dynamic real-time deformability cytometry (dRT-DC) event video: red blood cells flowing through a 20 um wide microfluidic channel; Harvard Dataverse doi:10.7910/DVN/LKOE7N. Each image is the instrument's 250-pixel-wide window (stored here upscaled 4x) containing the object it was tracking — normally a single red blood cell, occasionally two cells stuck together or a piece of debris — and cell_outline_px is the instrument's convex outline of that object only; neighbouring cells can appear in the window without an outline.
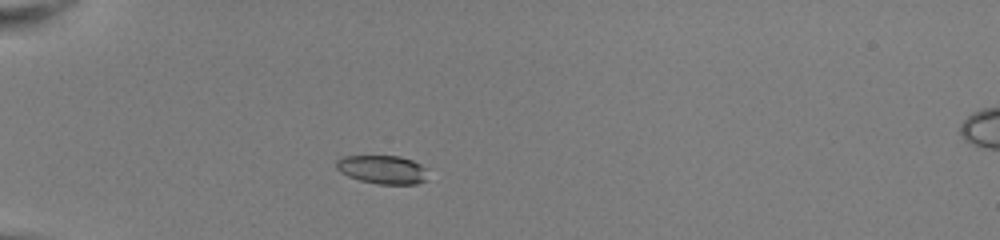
{"species": "common noctule bat (a hibernating species)", "species_latin": "Nyctalus noctula", "temperature_condition": "room temperature", "stored_images_in_passage": 44, "camera_frame_rate_fps": 3000, "um_per_image_px": 0.085, "animal": {"sex": "female", "body_mass_g": 22.0, "forearm_length_mm": 56.7}, "frame": {"image": 1, "passage_image": 9, "time_ms": 2.667, "image_size_px": [1000, 240], "cell_outline_px": [[428, 180], [416, 184], [376, 184], [360, 180], [348, 176], [340, 172], [336, 168], [336, 160], [340, 156], [400, 156], [412, 160], [420, 164], [424, 168]], "centroid_in_image_um": [32.49, 14.41], "position_along_channel_um": 52.5, "area_um2": 15.32}}
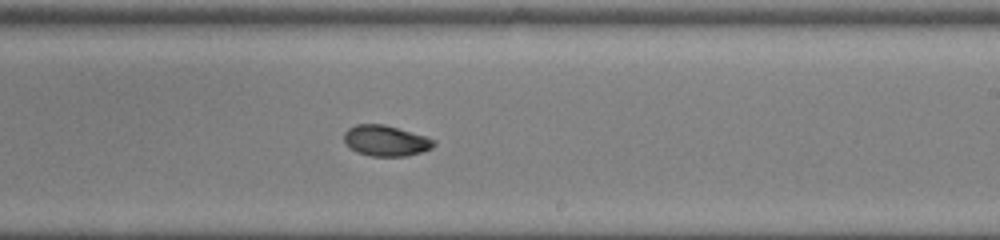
{"frame": {"image": 2, "passage_image": 26, "time_ms": 8.333, "image_size_px": [1000, 240], "cell_outline_px": [[436, 144], [432, 148], [420, 152], [404, 156], [372, 156], [356, 152], [344, 140], [344, 132], [348, 128], [356, 124], [384, 124], [424, 136], [436, 140]], "centroid_in_image_um": [32.79, 11.95], "position_along_channel_um": 256.2, "area_um2": 15.9}}
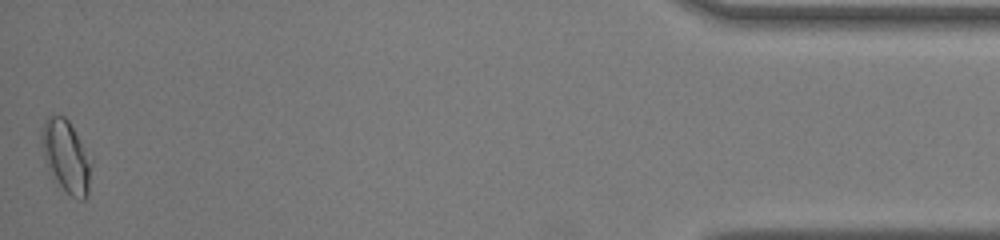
{"frame": {"image": 3, "passage_image": 44, "time_ms": 14.333, "image_size_px": [1000, 240], "cell_outline_px": [[92, 164], [88, 196], [84, 200], [80, 200], [72, 196], [52, 180], [48, 172], [44, 160], [40, 144], [40, 136], [44, 120], [48, 116], [64, 116], [68, 120], [92, 160]], "centroid_in_image_um": [5.6, 13.33], "position_along_channel_um": 429.6, "area_um2": 21.39}, "authors_computed_cell_mechanics": {"area_um2": 16.2996, "velocity_mm_per_s": 4.0516, "shape_relaxation_time_tau1_ms": 5.4777, "shape_relaxation_time_tau2_ms": 1.7522, "deformation_change_tau1": 0.1702, "deformation_change_tau2": 0.0467}}